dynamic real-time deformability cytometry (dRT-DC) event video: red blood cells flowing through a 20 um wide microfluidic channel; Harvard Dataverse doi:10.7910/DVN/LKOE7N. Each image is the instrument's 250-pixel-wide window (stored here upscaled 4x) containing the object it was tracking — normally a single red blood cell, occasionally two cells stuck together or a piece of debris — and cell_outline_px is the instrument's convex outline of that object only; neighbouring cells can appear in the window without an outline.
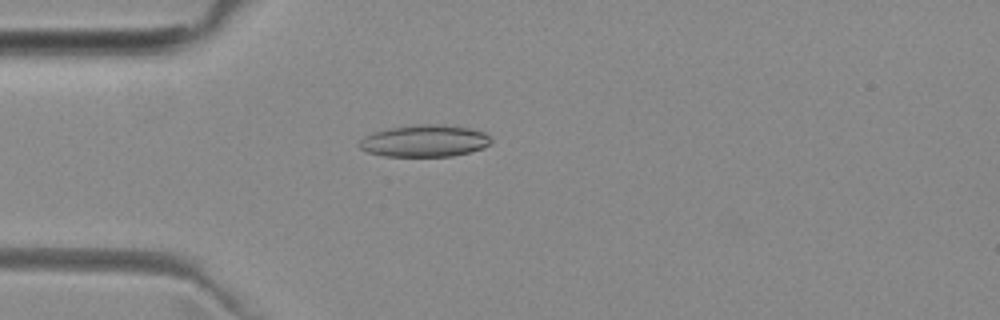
{"species": "common noctule bat (a hibernating species)", "species_latin": "Nyctalus noctula", "temperature_condition": "room temperature", "stored_images_in_passage": 52, "camera_frame_rate_fps": 3000, "um_per_image_px": 0.085, "animal": {"sex": "female", "body_mass_g": 29.2, "forearm_length_mm": 56.3}, "frame": {"image": 1, "passage_image": 14, "time_ms": 4.333, "image_size_px": [1000, 320], "cell_outline_px": [[492, 140], [484, 148], [452, 156], [384, 156], [368, 152], [360, 148], [360, 140], [364, 136], [372, 132], [388, 128], [416, 124], [440, 124], [468, 128], [484, 132]], "centroid_in_image_um": [36.07, 11.97], "position_along_channel_um": 48.9, "area_um2": 24.45}}
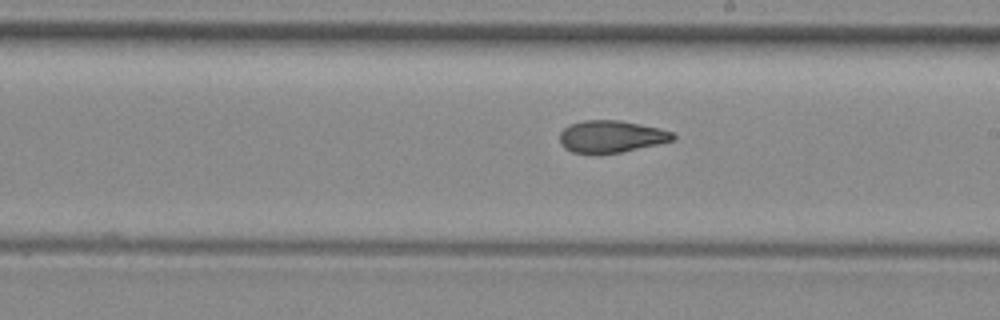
{"frame": {"image": 2, "passage_image": 29, "time_ms": 9.333, "image_size_px": [1000, 320], "cell_outline_px": [[676, 136], [672, 140], [656, 144], [620, 152], [600, 156], [596, 156], [572, 152], [564, 148], [560, 144], [560, 132], [568, 124], [584, 120], [620, 120], [660, 128], [672, 132]], "centroid_in_image_um": [51.88, 11.62], "position_along_channel_um": 237.1, "area_um2": 21.56}}
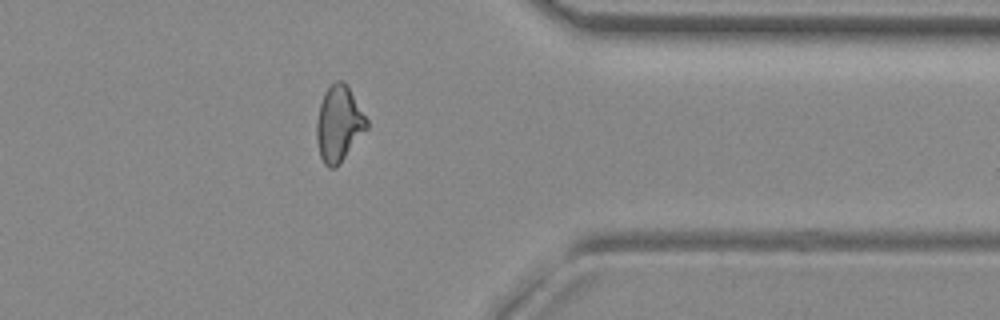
{"frame": {"image": 3, "passage_image": 41, "time_ms": 13.333, "image_size_px": [1000, 320], "cell_outline_px": [[368, 128], [340, 164], [336, 168], [328, 168], [324, 164], [320, 156], [316, 140], [316, 124], [320, 104], [324, 92], [336, 80], [344, 80], [348, 84], [368, 120]], "centroid_in_image_um": [28.81, 10.52], "position_along_channel_um": 382.6, "area_um2": 22.43}, "authors_computed_cell_mechanics": {"area_um2": 22.3108, "velocity_mm_per_s": 3.9875, "shape_relaxation_time_tau1_ms": null, "shape_relaxation_time_tau2_ms": 2.6787, "deformation_change_tau1": null, "deformation_change_tau2": 0.1019}}